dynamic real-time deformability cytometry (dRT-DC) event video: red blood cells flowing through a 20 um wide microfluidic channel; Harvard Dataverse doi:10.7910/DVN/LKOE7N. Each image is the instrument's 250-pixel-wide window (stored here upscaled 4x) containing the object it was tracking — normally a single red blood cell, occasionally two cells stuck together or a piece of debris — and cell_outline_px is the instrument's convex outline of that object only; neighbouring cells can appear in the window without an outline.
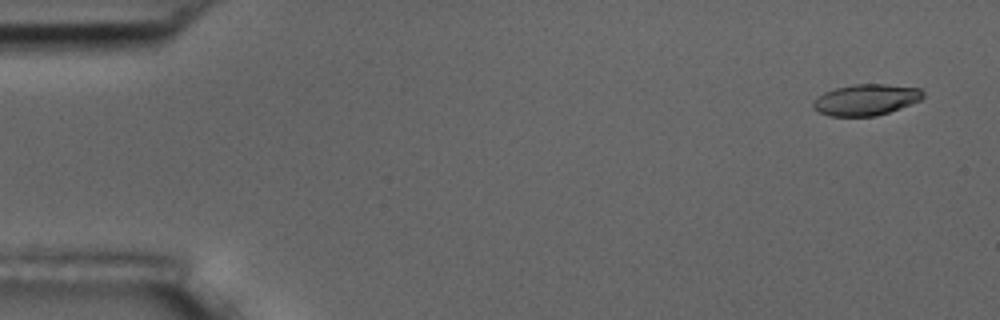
{"species": "common noctule bat (a hibernating species)", "species_latin": "Nyctalus noctula", "temperature_condition": "room temperature", "stored_images_in_passage": 16, "camera_frame_rate_fps": 3000, "um_per_image_px": 0.085, "animal": {"sex": "male", "body_mass_g": 17.5, "forearm_length_mm": 52.3}, "frame": {"image": 1, "passage_image": 1, "time_ms": 0.0, "image_size_px": [1000, 320], "cell_outline_px": [[924, 96], [920, 100], [900, 108], [876, 116], [828, 116], [812, 108], [812, 104], [824, 92], [836, 88], [852, 84], [884, 84], [920, 88], [924, 92]], "centroid_in_image_um": [73.62, 8.48], "position_along_channel_um": 11.4, "area_um2": 19.83}}
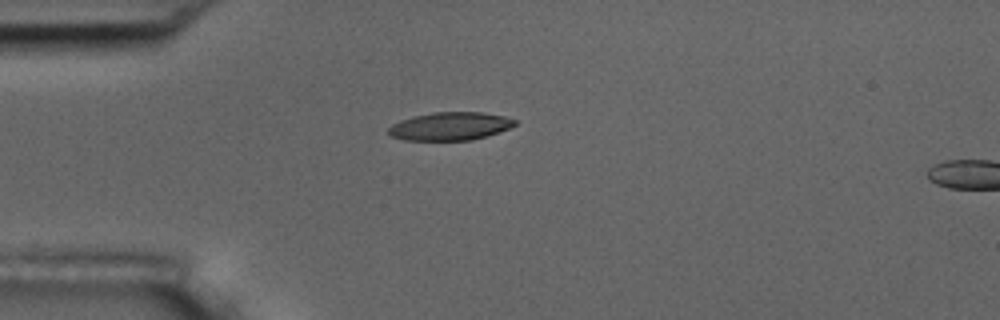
{"frame": {"image": 2, "passage_image": 13, "time_ms": 4.0, "image_size_px": [1000, 320], "cell_outline_px": [[516, 124], [508, 128], [472, 140], [404, 140], [392, 136], [388, 132], [388, 128], [392, 124], [400, 120], [412, 116], [432, 112], [480, 112], [504, 116], [516, 120]], "centroid_in_image_um": [38.21, 10.72], "position_along_channel_um": 46.8, "area_um2": 20.52}}